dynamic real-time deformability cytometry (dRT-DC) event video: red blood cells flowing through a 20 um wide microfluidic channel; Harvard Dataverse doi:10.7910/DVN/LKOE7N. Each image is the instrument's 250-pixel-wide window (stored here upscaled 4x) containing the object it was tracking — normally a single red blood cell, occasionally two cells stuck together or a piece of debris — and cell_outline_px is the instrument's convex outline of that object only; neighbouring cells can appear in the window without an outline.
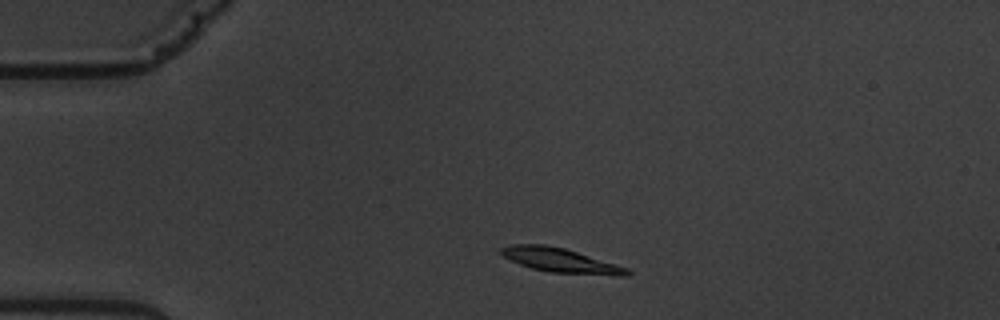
{"species": "common noctule bat (a hibernating species)", "species_latin": "Nyctalus noctula", "temperature_condition": "warm", "stored_images_in_passage": 2, "camera_frame_rate_fps": 3000, "um_per_image_px": 0.085, "animal": {"sex": "male", "body_mass_g": 19.5, "forearm_length_mm": 54.6}, "frame": {"image": 1, "passage_image": 1, "time_ms": 0.0, "image_size_px": [1000, 320], "cell_outline_px": [[632, 272], [628, 276], [616, 276], [548, 272], [532, 268], [520, 264], [504, 256], [500, 252], [500, 248], [508, 244], [544, 244], [564, 248], [628, 268]], "centroid_in_image_um": [47.66, 22.14], "position_along_channel_um": 37.3, "area_um2": 17.8}}